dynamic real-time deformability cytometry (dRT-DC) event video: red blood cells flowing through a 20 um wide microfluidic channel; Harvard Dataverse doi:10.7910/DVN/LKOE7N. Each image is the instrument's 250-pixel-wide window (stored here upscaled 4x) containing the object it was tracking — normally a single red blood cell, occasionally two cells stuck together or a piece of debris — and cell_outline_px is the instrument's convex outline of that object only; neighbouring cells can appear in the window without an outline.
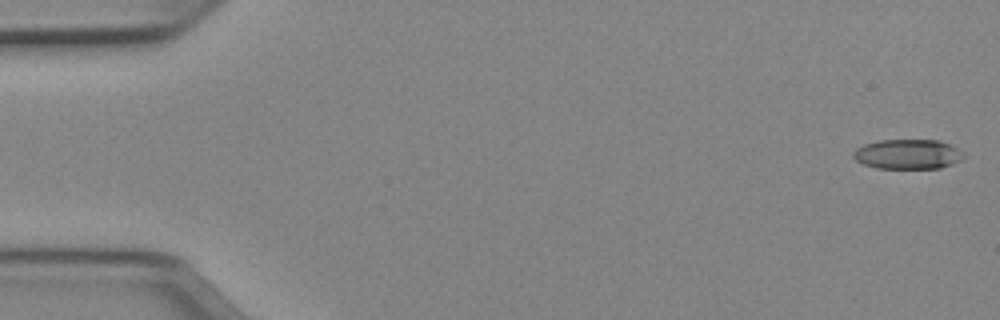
{"species": "Egyptian fruit bat (a non-hibernating species)", "species_latin": "Rousettus aegyptiacus", "temperature_condition": "cold", "stored_images_in_passage": 51, "camera_frame_rate_fps": 3000, "um_per_image_px": 0.085, "animal": {"sex": "female"}, "frame": {"image": 1, "passage_image": 1, "time_ms": 0.0, "image_size_px": [1000, 320], "cell_outline_px": [[964, 156], [960, 160], [952, 164], [940, 168], [876, 168], [864, 164], [856, 160], [852, 156], [852, 152], [856, 148], [864, 144], [876, 140], [940, 140], [964, 152]], "centroid_in_image_um": [77.13, 13.1], "position_along_channel_um": 7.9, "area_um2": 19.19}}
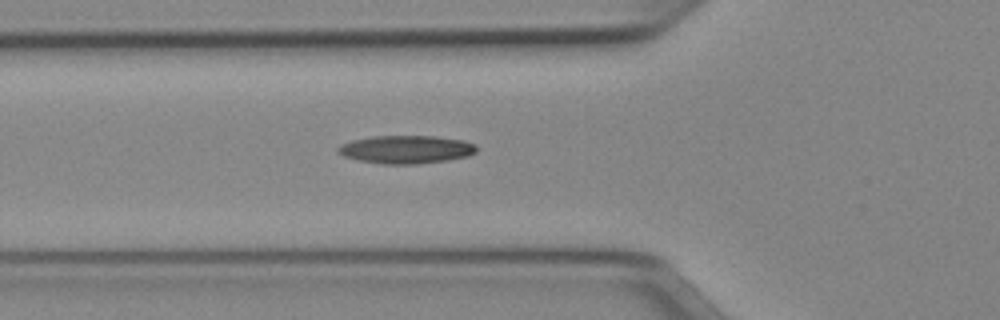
{"frame": {"image": 2, "passage_image": 18, "time_ms": 5.667, "image_size_px": [1000, 320], "cell_outline_px": [[476, 152], [468, 156], [448, 160], [416, 164], [380, 164], [356, 160], [344, 156], [336, 152], [336, 148], [340, 144], [352, 140], [372, 136], [436, 136], [464, 140], [476, 144]], "centroid_in_image_um": [34.49, 12.7], "position_along_channel_um": 91.3, "area_um2": 22.95}}
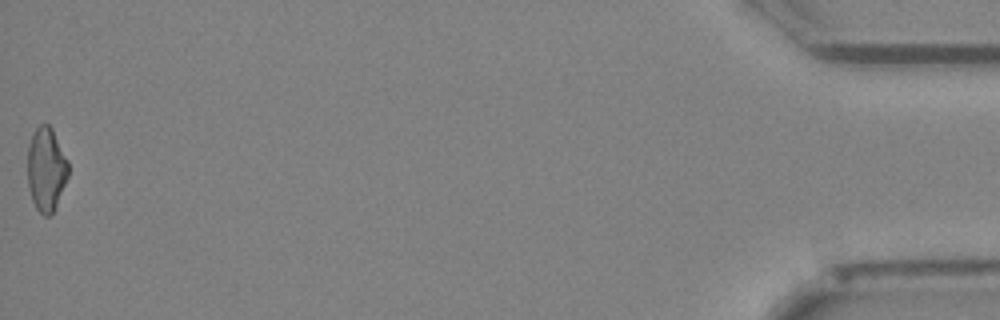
{"frame": {"image": 3, "passage_image": 51, "time_ms": 16.667, "image_size_px": [1000, 320], "cell_outline_px": [[68, 176], [56, 204], [52, 212], [48, 216], [44, 216], [36, 208], [32, 200], [28, 184], [28, 144], [36, 128], [40, 124], [48, 124], [52, 128], [68, 160]], "centroid_in_image_um": [3.92, 14.36], "position_along_channel_um": 431.3, "area_um2": 19.65}, "authors_computed_cell_mechanics": {"area_um2": 20.4612, "velocity_mm_per_s": 3.9716, "shape_relaxation_time_tau1_ms": null, "shape_relaxation_time_tau2_ms": 7.3331, "deformation_change_tau1": null, "deformation_change_tau2": 0.1915}}